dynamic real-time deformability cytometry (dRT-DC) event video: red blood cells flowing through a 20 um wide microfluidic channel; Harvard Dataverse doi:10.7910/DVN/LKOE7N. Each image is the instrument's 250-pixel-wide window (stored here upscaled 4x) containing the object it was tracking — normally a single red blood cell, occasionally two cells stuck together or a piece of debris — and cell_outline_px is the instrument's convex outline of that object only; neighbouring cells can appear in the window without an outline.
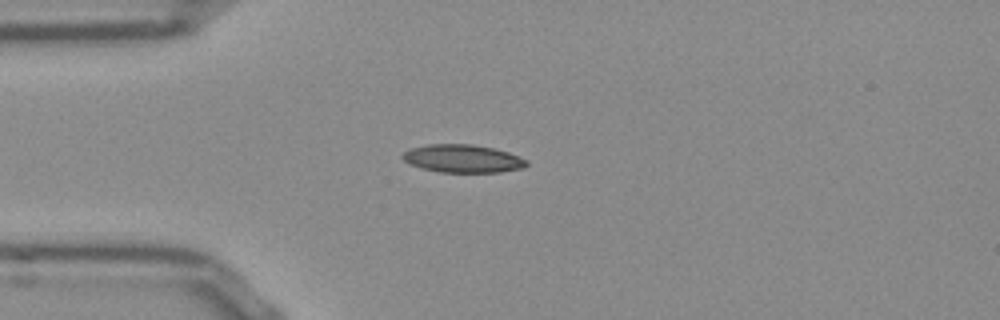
{"species": "Egyptian fruit bat (a non-hibernating species)", "species_latin": "Rousettus aegyptiacus", "temperature_condition": "room temperature", "stored_images_in_passage": 40, "camera_frame_rate_fps": 3000, "um_per_image_px": 0.085, "frame": {"image": 1, "passage_image": 1, "time_ms": 0.0, "image_size_px": [1000, 320], "cell_outline_px": [[528, 164], [524, 168], [500, 172], [440, 172], [424, 168], [412, 164], [404, 160], [400, 156], [404, 152], [412, 148], [428, 144], [472, 144], [492, 148], [508, 152], [520, 156], [528, 160]], "centroid_in_image_um": [39.38, 13.48], "position_along_channel_um": 45.6, "area_um2": 20.11}}
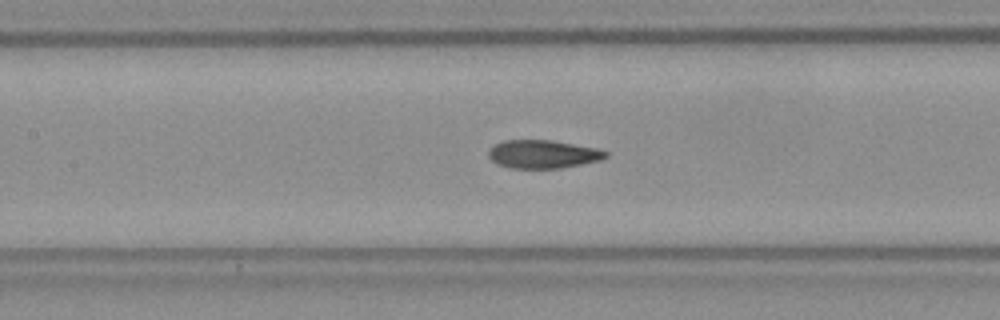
{"frame": {"image": 2, "passage_image": 11, "time_ms": 3.333, "image_size_px": [1000, 320], "cell_outline_px": [[608, 156], [600, 160], [560, 168], [512, 168], [500, 164], [492, 160], [488, 156], [488, 152], [496, 144], [504, 140], [552, 140], [596, 148], [608, 152]], "centroid_in_image_um": [46.17, 13.1], "position_along_channel_um": 161.2, "area_um2": 19.02}}
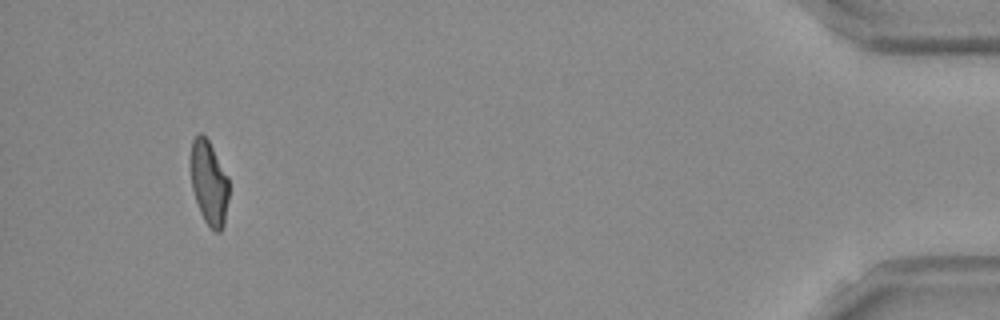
{"frame": {"image": 3, "passage_image": 37, "time_ms": 12.0, "image_size_px": [1000, 320], "cell_outline_px": [[228, 200], [224, 224], [220, 232], [216, 232], [204, 220], [200, 212], [192, 188], [192, 140], [200, 132], [208, 140], [228, 176]], "centroid_in_image_um": [17.79, 15.57], "position_along_channel_um": 417.4, "area_um2": 18.26}, "authors_computed_cell_mechanics": {"area_um2": 19.5942, "velocity_mm_per_s": 3.8526, "shape_relaxation_time_tau1_ms": 7.1705, "shape_relaxation_time_tau2_ms": 1.9855, "deformation_change_tau1": 0.2093, "deformation_change_tau2": 0.0868}}